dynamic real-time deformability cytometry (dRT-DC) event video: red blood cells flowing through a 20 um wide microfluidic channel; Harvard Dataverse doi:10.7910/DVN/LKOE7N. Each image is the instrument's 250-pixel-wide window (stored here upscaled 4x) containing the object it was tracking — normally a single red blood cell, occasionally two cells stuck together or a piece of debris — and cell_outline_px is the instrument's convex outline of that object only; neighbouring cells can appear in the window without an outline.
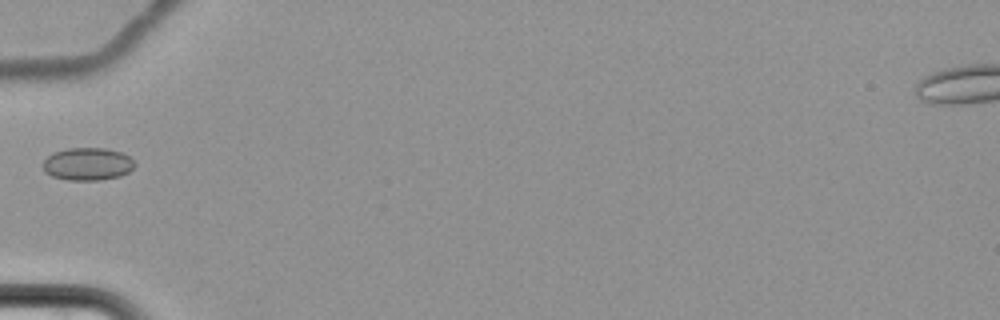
{"species": "common noctule bat (a hibernating species)", "species_latin": "Nyctalus noctula", "temperature_condition": "cold", "stored_images_in_passage": 6, "camera_frame_rate_fps": 3000, "um_per_image_px": 0.085, "animal": {"sex": "female", "body_mass_g": 22.7, "forearm_length_mm": 54.2}, "frame": {"image": 1, "passage_image": 6, "time_ms": 7.0, "image_size_px": [1000, 320], "cell_outline_px": [[136, 164], [128, 172], [120, 176], [100, 180], [68, 180], [52, 176], [44, 172], [44, 160], [52, 152], [68, 148], [104, 148], [120, 152], [128, 156]], "centroid_in_image_um": [7.43, 13.94], "position_along_channel_um": 77.6, "area_um2": 17.4}}